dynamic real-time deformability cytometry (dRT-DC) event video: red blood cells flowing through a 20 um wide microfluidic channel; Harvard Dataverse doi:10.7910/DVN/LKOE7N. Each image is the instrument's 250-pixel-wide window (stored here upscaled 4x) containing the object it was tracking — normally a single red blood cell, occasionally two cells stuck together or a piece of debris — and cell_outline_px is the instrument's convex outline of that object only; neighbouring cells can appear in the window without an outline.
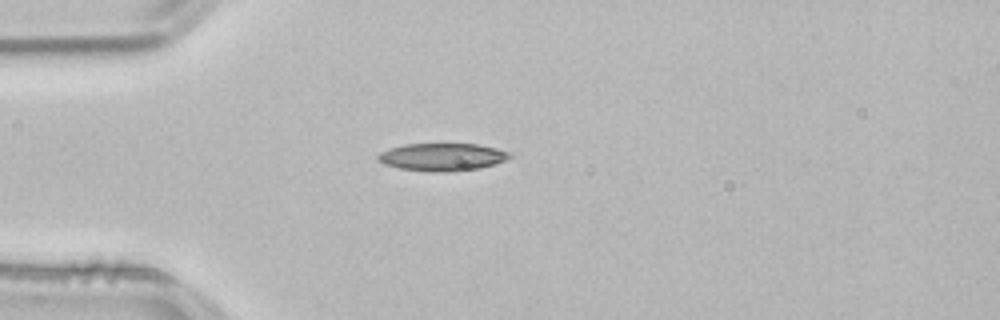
{"species": "common noctule bat (a hibernating species)", "species_latin": "Nyctalus noctula", "temperature_condition": "room temperature", "stored_images_in_passage": 40, "camera_frame_rate_fps": 3000, "um_per_image_px": 0.085, "animal": {"sex": "male", "body_mass_g": 21.5, "forearm_length_mm": 52.0}, "frame": {"image": 1, "passage_image": 1, "time_ms": 0.0, "image_size_px": [1000, 320], "cell_outline_px": [[512, 156], [496, 164], [480, 168], [456, 172], [432, 172], [400, 168], [384, 164], [376, 156], [380, 152], [404, 144], [476, 144], [496, 148], [512, 152]], "centroid_in_image_um": [37.64, 13.35], "position_along_channel_um": 47.4, "area_um2": 21.27}}
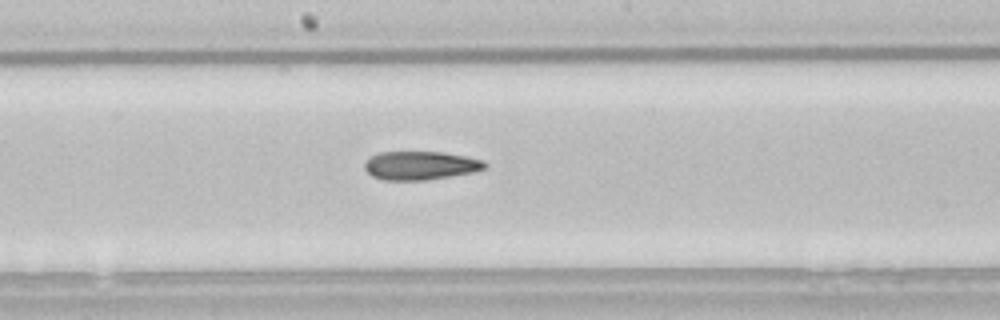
{"frame": {"image": 2, "passage_image": 15, "time_ms": 4.667, "image_size_px": [1000, 320], "cell_outline_px": [[488, 168], [472, 172], [424, 180], [384, 180], [372, 176], [364, 168], [364, 164], [372, 156], [380, 152], [444, 152], [484, 160], [488, 164]], "centroid_in_image_um": [35.76, 14.06], "position_along_channel_um": 212.4, "area_um2": 19.88}}
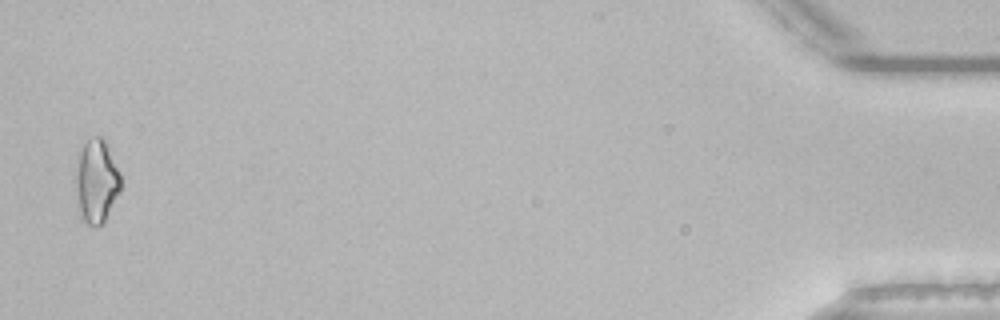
{"frame": {"image": 3, "passage_image": 39, "time_ms": 12.667, "image_size_px": [1000, 320], "cell_outline_px": [[120, 192], [104, 224], [96, 228], [92, 228], [84, 224], [80, 220], [76, 188], [76, 152], [92, 136], [100, 136], [104, 140], [120, 172]], "centroid_in_image_um": [8.17, 15.47], "position_along_channel_um": 427.0, "area_um2": 22.54}, "authors_computed_cell_mechanics": {"area_um2": 20.23, "velocity_mm_per_s": 3.8508, "shape_relaxation_time_tau1_ms": null, "shape_relaxation_time_tau2_ms": 7.7083, "deformation_change_tau1": null, "deformation_change_tau2": 0.1863}}